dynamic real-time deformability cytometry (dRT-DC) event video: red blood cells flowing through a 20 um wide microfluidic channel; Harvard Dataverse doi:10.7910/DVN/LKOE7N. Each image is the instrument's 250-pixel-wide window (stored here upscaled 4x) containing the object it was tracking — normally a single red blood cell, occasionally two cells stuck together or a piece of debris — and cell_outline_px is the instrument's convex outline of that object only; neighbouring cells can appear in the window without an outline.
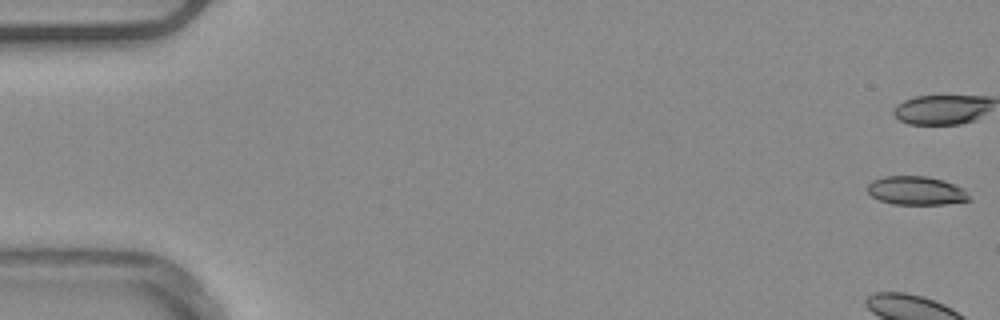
{"species": "common noctule bat (a hibernating species)", "species_latin": "Nyctalus noctula", "temperature_condition": "warm", "stored_images_in_passage": 44, "camera_frame_rate_fps": 3000, "um_per_image_px": 0.085, "animal": {"sex": "male", "body_mass_g": 20.4}, "frame": {"image": 1, "passage_image": 1, "time_ms": 0.0, "image_size_px": [1000, 320], "cell_outline_px": [[972, 200], [944, 204], [892, 204], [880, 200], [872, 196], [864, 188], [872, 180], [884, 176], [928, 176], [944, 180], [964, 188]], "centroid_in_image_um": [77.87, 16.2], "position_along_channel_um": 7.1, "area_um2": 17.17}, "authors_computed_cell_mechanics": {"area_um2": 19.3052, "velocity_mm_per_s": 3.9267, "shape_relaxation_time_tau1_ms": 6.1683, "shape_relaxation_time_tau2_ms": null, "deformation_change_tau1": 0.1724, "deformation_change_tau2": null}}